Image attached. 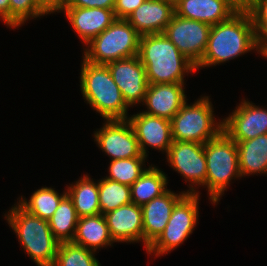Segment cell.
Listing matches in <instances>:
<instances>
[{"mask_svg":"<svg viewBox=\"0 0 267 266\" xmlns=\"http://www.w3.org/2000/svg\"><path fill=\"white\" fill-rule=\"evenodd\" d=\"M165 155H167L166 159L170 164L169 166L177 171V173H180V175L184 177L186 183H190L186 193H200L196 189L206 186L207 177L204 144L173 141Z\"/></svg>","mask_w":267,"mask_h":266,"instance_id":"cell-9","label":"cell"},{"mask_svg":"<svg viewBox=\"0 0 267 266\" xmlns=\"http://www.w3.org/2000/svg\"><path fill=\"white\" fill-rule=\"evenodd\" d=\"M129 107L143 104L148 87L145 67L138 55L106 64Z\"/></svg>","mask_w":267,"mask_h":266,"instance_id":"cell-12","label":"cell"},{"mask_svg":"<svg viewBox=\"0 0 267 266\" xmlns=\"http://www.w3.org/2000/svg\"><path fill=\"white\" fill-rule=\"evenodd\" d=\"M237 11L225 0H181L175 7L179 17L215 25L228 20Z\"/></svg>","mask_w":267,"mask_h":266,"instance_id":"cell-20","label":"cell"},{"mask_svg":"<svg viewBox=\"0 0 267 266\" xmlns=\"http://www.w3.org/2000/svg\"><path fill=\"white\" fill-rule=\"evenodd\" d=\"M165 3L171 4L174 8L181 2V0H163Z\"/></svg>","mask_w":267,"mask_h":266,"instance_id":"cell-38","label":"cell"},{"mask_svg":"<svg viewBox=\"0 0 267 266\" xmlns=\"http://www.w3.org/2000/svg\"><path fill=\"white\" fill-rule=\"evenodd\" d=\"M65 13L72 29L84 46L107 29L117 18L113 9L56 7L54 13Z\"/></svg>","mask_w":267,"mask_h":266,"instance_id":"cell-14","label":"cell"},{"mask_svg":"<svg viewBox=\"0 0 267 266\" xmlns=\"http://www.w3.org/2000/svg\"><path fill=\"white\" fill-rule=\"evenodd\" d=\"M51 13L53 10L43 0H10V28L17 29L29 19Z\"/></svg>","mask_w":267,"mask_h":266,"instance_id":"cell-30","label":"cell"},{"mask_svg":"<svg viewBox=\"0 0 267 266\" xmlns=\"http://www.w3.org/2000/svg\"><path fill=\"white\" fill-rule=\"evenodd\" d=\"M259 54L265 59H267V46Z\"/></svg>","mask_w":267,"mask_h":266,"instance_id":"cell-39","label":"cell"},{"mask_svg":"<svg viewBox=\"0 0 267 266\" xmlns=\"http://www.w3.org/2000/svg\"><path fill=\"white\" fill-rule=\"evenodd\" d=\"M114 242L143 243L142 208L130 203L104 214Z\"/></svg>","mask_w":267,"mask_h":266,"instance_id":"cell-18","label":"cell"},{"mask_svg":"<svg viewBox=\"0 0 267 266\" xmlns=\"http://www.w3.org/2000/svg\"><path fill=\"white\" fill-rule=\"evenodd\" d=\"M206 157V186L212 204L220 201L231 180L240 179L237 143L224 131L204 144Z\"/></svg>","mask_w":267,"mask_h":266,"instance_id":"cell-5","label":"cell"},{"mask_svg":"<svg viewBox=\"0 0 267 266\" xmlns=\"http://www.w3.org/2000/svg\"><path fill=\"white\" fill-rule=\"evenodd\" d=\"M237 143L239 169L242 177L267 175V134Z\"/></svg>","mask_w":267,"mask_h":266,"instance_id":"cell-22","label":"cell"},{"mask_svg":"<svg viewBox=\"0 0 267 266\" xmlns=\"http://www.w3.org/2000/svg\"><path fill=\"white\" fill-rule=\"evenodd\" d=\"M258 54L267 46V22H253Z\"/></svg>","mask_w":267,"mask_h":266,"instance_id":"cell-34","label":"cell"},{"mask_svg":"<svg viewBox=\"0 0 267 266\" xmlns=\"http://www.w3.org/2000/svg\"><path fill=\"white\" fill-rule=\"evenodd\" d=\"M210 96H202L193 104L186 103L170 120L173 141L205 144L223 131V120L213 114Z\"/></svg>","mask_w":267,"mask_h":266,"instance_id":"cell-7","label":"cell"},{"mask_svg":"<svg viewBox=\"0 0 267 266\" xmlns=\"http://www.w3.org/2000/svg\"><path fill=\"white\" fill-rule=\"evenodd\" d=\"M138 57L145 67L148 84L185 83L195 65L164 35L140 36Z\"/></svg>","mask_w":267,"mask_h":266,"instance_id":"cell-2","label":"cell"},{"mask_svg":"<svg viewBox=\"0 0 267 266\" xmlns=\"http://www.w3.org/2000/svg\"><path fill=\"white\" fill-rule=\"evenodd\" d=\"M185 194V191L176 194L171 189H168L161 196L141 206L145 250L164 230L170 219L173 207Z\"/></svg>","mask_w":267,"mask_h":266,"instance_id":"cell-17","label":"cell"},{"mask_svg":"<svg viewBox=\"0 0 267 266\" xmlns=\"http://www.w3.org/2000/svg\"><path fill=\"white\" fill-rule=\"evenodd\" d=\"M145 0H115L114 13L118 19H127Z\"/></svg>","mask_w":267,"mask_h":266,"instance_id":"cell-32","label":"cell"},{"mask_svg":"<svg viewBox=\"0 0 267 266\" xmlns=\"http://www.w3.org/2000/svg\"><path fill=\"white\" fill-rule=\"evenodd\" d=\"M136 134L142 154L148 156V147L167 153L172 145L170 120L137 112L127 119ZM148 152V153H147Z\"/></svg>","mask_w":267,"mask_h":266,"instance_id":"cell-15","label":"cell"},{"mask_svg":"<svg viewBox=\"0 0 267 266\" xmlns=\"http://www.w3.org/2000/svg\"><path fill=\"white\" fill-rule=\"evenodd\" d=\"M236 11H248L251 0H225Z\"/></svg>","mask_w":267,"mask_h":266,"instance_id":"cell-36","label":"cell"},{"mask_svg":"<svg viewBox=\"0 0 267 266\" xmlns=\"http://www.w3.org/2000/svg\"><path fill=\"white\" fill-rule=\"evenodd\" d=\"M175 8L163 0H145L126 19L140 36L163 33Z\"/></svg>","mask_w":267,"mask_h":266,"instance_id":"cell-19","label":"cell"},{"mask_svg":"<svg viewBox=\"0 0 267 266\" xmlns=\"http://www.w3.org/2000/svg\"><path fill=\"white\" fill-rule=\"evenodd\" d=\"M75 183V184H74ZM66 186L79 218L100 214L98 181L87 174Z\"/></svg>","mask_w":267,"mask_h":266,"instance_id":"cell-23","label":"cell"},{"mask_svg":"<svg viewBox=\"0 0 267 266\" xmlns=\"http://www.w3.org/2000/svg\"><path fill=\"white\" fill-rule=\"evenodd\" d=\"M184 85L185 83L148 84L142 104L147 110L142 112L171 120L188 101Z\"/></svg>","mask_w":267,"mask_h":266,"instance_id":"cell-16","label":"cell"},{"mask_svg":"<svg viewBox=\"0 0 267 266\" xmlns=\"http://www.w3.org/2000/svg\"><path fill=\"white\" fill-rule=\"evenodd\" d=\"M0 20L10 27V0H0Z\"/></svg>","mask_w":267,"mask_h":266,"instance_id":"cell-35","label":"cell"},{"mask_svg":"<svg viewBox=\"0 0 267 266\" xmlns=\"http://www.w3.org/2000/svg\"><path fill=\"white\" fill-rule=\"evenodd\" d=\"M199 197V193H186L175 204L166 227L147 247L148 255H166L189 238L198 223Z\"/></svg>","mask_w":267,"mask_h":266,"instance_id":"cell-8","label":"cell"},{"mask_svg":"<svg viewBox=\"0 0 267 266\" xmlns=\"http://www.w3.org/2000/svg\"><path fill=\"white\" fill-rule=\"evenodd\" d=\"M223 131L234 141L267 134V109L242 99L236 109L223 118Z\"/></svg>","mask_w":267,"mask_h":266,"instance_id":"cell-13","label":"cell"},{"mask_svg":"<svg viewBox=\"0 0 267 266\" xmlns=\"http://www.w3.org/2000/svg\"><path fill=\"white\" fill-rule=\"evenodd\" d=\"M95 254L72 242L59 243L53 266H101Z\"/></svg>","mask_w":267,"mask_h":266,"instance_id":"cell-28","label":"cell"},{"mask_svg":"<svg viewBox=\"0 0 267 266\" xmlns=\"http://www.w3.org/2000/svg\"><path fill=\"white\" fill-rule=\"evenodd\" d=\"M252 50L258 53L255 29L248 11H237L228 20L211 26L208 44L197 69L216 66Z\"/></svg>","mask_w":267,"mask_h":266,"instance_id":"cell-1","label":"cell"},{"mask_svg":"<svg viewBox=\"0 0 267 266\" xmlns=\"http://www.w3.org/2000/svg\"><path fill=\"white\" fill-rule=\"evenodd\" d=\"M79 217L72 199L66 194L60 201L53 216L48 219L50 230L59 242H72Z\"/></svg>","mask_w":267,"mask_h":266,"instance_id":"cell-25","label":"cell"},{"mask_svg":"<svg viewBox=\"0 0 267 266\" xmlns=\"http://www.w3.org/2000/svg\"><path fill=\"white\" fill-rule=\"evenodd\" d=\"M210 31V24L174 14L163 33L196 66L206 51Z\"/></svg>","mask_w":267,"mask_h":266,"instance_id":"cell-10","label":"cell"},{"mask_svg":"<svg viewBox=\"0 0 267 266\" xmlns=\"http://www.w3.org/2000/svg\"><path fill=\"white\" fill-rule=\"evenodd\" d=\"M248 12L253 22H267V0H251Z\"/></svg>","mask_w":267,"mask_h":266,"instance_id":"cell-33","label":"cell"},{"mask_svg":"<svg viewBox=\"0 0 267 266\" xmlns=\"http://www.w3.org/2000/svg\"><path fill=\"white\" fill-rule=\"evenodd\" d=\"M20 246L37 266H53L59 242L54 238L48 220L23 209L18 203L4 214Z\"/></svg>","mask_w":267,"mask_h":266,"instance_id":"cell-4","label":"cell"},{"mask_svg":"<svg viewBox=\"0 0 267 266\" xmlns=\"http://www.w3.org/2000/svg\"><path fill=\"white\" fill-rule=\"evenodd\" d=\"M94 141L110 160L145 157L131 123L126 120H105L94 132Z\"/></svg>","mask_w":267,"mask_h":266,"instance_id":"cell-11","label":"cell"},{"mask_svg":"<svg viewBox=\"0 0 267 266\" xmlns=\"http://www.w3.org/2000/svg\"><path fill=\"white\" fill-rule=\"evenodd\" d=\"M161 169L150 165L145 172L130 186L132 203L142 206L161 196L168 188V177Z\"/></svg>","mask_w":267,"mask_h":266,"instance_id":"cell-24","label":"cell"},{"mask_svg":"<svg viewBox=\"0 0 267 266\" xmlns=\"http://www.w3.org/2000/svg\"><path fill=\"white\" fill-rule=\"evenodd\" d=\"M99 206L101 214H106L120 206L132 203L130 186L103 178L98 180Z\"/></svg>","mask_w":267,"mask_h":266,"instance_id":"cell-27","label":"cell"},{"mask_svg":"<svg viewBox=\"0 0 267 266\" xmlns=\"http://www.w3.org/2000/svg\"><path fill=\"white\" fill-rule=\"evenodd\" d=\"M52 10H54L62 0H43Z\"/></svg>","mask_w":267,"mask_h":266,"instance_id":"cell-37","label":"cell"},{"mask_svg":"<svg viewBox=\"0 0 267 266\" xmlns=\"http://www.w3.org/2000/svg\"><path fill=\"white\" fill-rule=\"evenodd\" d=\"M139 39L140 35L126 19L117 18L85 45L82 57L97 65L134 57L139 52Z\"/></svg>","mask_w":267,"mask_h":266,"instance_id":"cell-6","label":"cell"},{"mask_svg":"<svg viewBox=\"0 0 267 266\" xmlns=\"http://www.w3.org/2000/svg\"><path fill=\"white\" fill-rule=\"evenodd\" d=\"M72 243L92 251L100 250L115 243L110 235L103 214L81 217L78 220Z\"/></svg>","mask_w":267,"mask_h":266,"instance_id":"cell-21","label":"cell"},{"mask_svg":"<svg viewBox=\"0 0 267 266\" xmlns=\"http://www.w3.org/2000/svg\"><path fill=\"white\" fill-rule=\"evenodd\" d=\"M80 90L83 99L104 121L128 119L129 106L106 65L92 64L82 59Z\"/></svg>","mask_w":267,"mask_h":266,"instance_id":"cell-3","label":"cell"},{"mask_svg":"<svg viewBox=\"0 0 267 266\" xmlns=\"http://www.w3.org/2000/svg\"><path fill=\"white\" fill-rule=\"evenodd\" d=\"M115 0H62L57 7L114 9Z\"/></svg>","mask_w":267,"mask_h":266,"instance_id":"cell-31","label":"cell"},{"mask_svg":"<svg viewBox=\"0 0 267 266\" xmlns=\"http://www.w3.org/2000/svg\"><path fill=\"white\" fill-rule=\"evenodd\" d=\"M66 194L67 191H64V193L62 192L61 194L52 187H41L32 193L29 200L24 199L21 196L17 203L27 212L40 217L41 219L48 220L53 216L61 199Z\"/></svg>","mask_w":267,"mask_h":266,"instance_id":"cell-26","label":"cell"},{"mask_svg":"<svg viewBox=\"0 0 267 266\" xmlns=\"http://www.w3.org/2000/svg\"><path fill=\"white\" fill-rule=\"evenodd\" d=\"M145 160L147 157L112 160L108 167L109 176L105 178L131 186L147 169Z\"/></svg>","mask_w":267,"mask_h":266,"instance_id":"cell-29","label":"cell"}]
</instances>
